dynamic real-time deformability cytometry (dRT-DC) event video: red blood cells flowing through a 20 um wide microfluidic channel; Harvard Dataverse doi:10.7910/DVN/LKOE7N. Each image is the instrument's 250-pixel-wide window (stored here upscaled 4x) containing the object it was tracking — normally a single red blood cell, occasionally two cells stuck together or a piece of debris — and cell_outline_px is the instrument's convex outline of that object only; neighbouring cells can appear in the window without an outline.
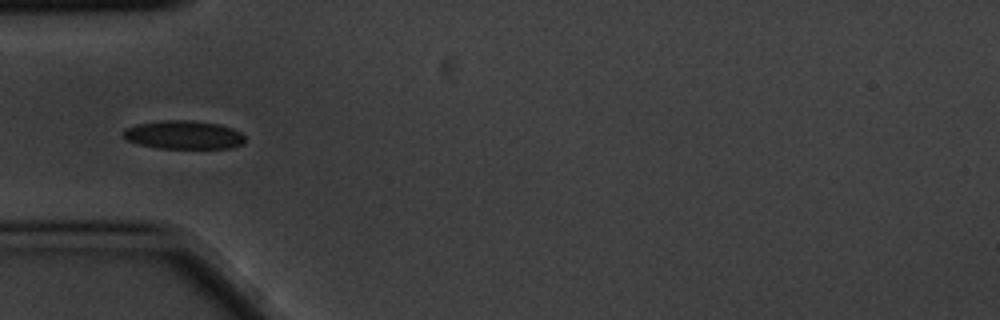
{"species": "common noctule bat (a hibernating species)", "species_latin": "Nyctalus noctula", "temperature_condition": "cold", "stored_images_in_passage": 8, "camera_frame_rate_fps": 3000, "um_per_image_px": 0.085, "animal": {"sex": "male", "body_mass_g": 20.1, "forearm_length_mm": 53.5}, "frame": {"image": 1, "passage_image": 5, "time_ms": 1.333, "image_size_px": [1000, 320], "cell_outline_px": [[244, 144], [232, 148], [156, 148], [124, 140], [120, 136], [120, 132], [124, 128], [136, 124], [164, 120], [192, 120], [220, 124], [232, 128], [240, 132], [244, 136]], "centroid_in_image_um": [15.55, 11.46], "position_along_channel_um": 69.4, "area_um2": 20.58}}